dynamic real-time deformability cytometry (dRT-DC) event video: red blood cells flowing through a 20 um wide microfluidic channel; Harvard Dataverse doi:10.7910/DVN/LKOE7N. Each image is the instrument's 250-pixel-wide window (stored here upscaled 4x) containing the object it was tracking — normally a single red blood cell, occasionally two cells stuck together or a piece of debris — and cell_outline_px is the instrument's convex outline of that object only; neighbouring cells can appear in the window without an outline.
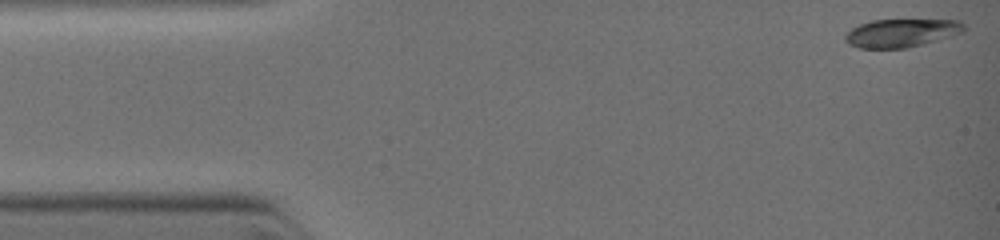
{"species": "common noctule bat (a hibernating species)", "species_latin": "Nyctalus noctula", "temperature_condition": "warm", "stored_images_in_passage": 17, "camera_frame_rate_fps": 3000, "um_per_image_px": 0.085, "animal": {"sex": "female", "body_mass_g": 19.0, "forearm_length_mm": 51.5}, "frame": {"image": 1, "passage_image": 1, "time_ms": 0.0, "image_size_px": [1000, 240], "cell_outline_px": [[964, 32], [952, 36], [904, 48], [860, 48], [848, 44], [844, 40], [844, 36], [852, 28], [860, 24], [872, 20], [960, 20], [964, 24]], "centroid_in_image_um": [76.6, 2.8], "position_along_channel_um": 8.4, "area_um2": 19.36}}
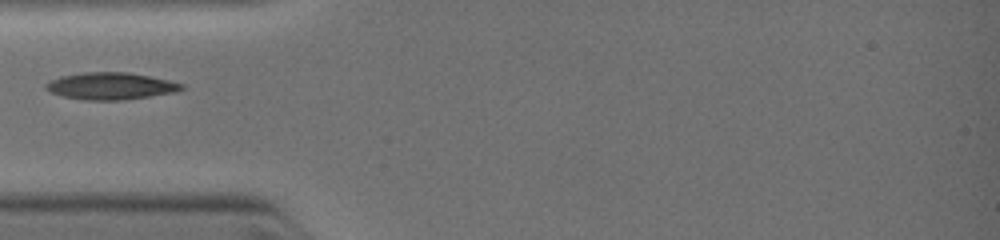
{"frame": {"image": 2, "passage_image": 9, "time_ms": 3.333, "image_size_px": [1000, 240], "cell_outline_px": [[184, 88], [176, 92], [120, 100], [84, 100], [64, 96], [52, 92], [44, 88], [44, 84], [60, 76], [84, 72], [128, 72], [168, 80], [184, 84]], "centroid_in_image_um": [9.4, 7.31], "position_along_channel_um": 75.6, "area_um2": 21.15}}
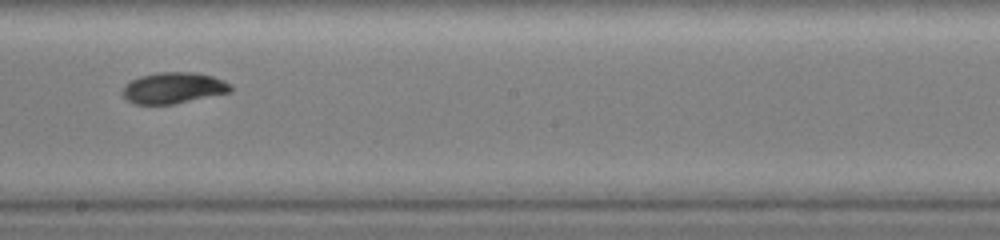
{"frame": {"image": 3, "passage_image": 17, "time_ms": 6.333, "image_size_px": [1000, 240], "cell_outline_px": [[232, 92], [172, 104], [136, 104], [128, 100], [120, 92], [124, 84], [140, 76], [160, 72], [192, 72], [212, 76], [224, 80], [232, 84]], "centroid_in_image_um": [14.75, 7.47], "position_along_channel_um": 233.5, "area_um2": 19.65}}